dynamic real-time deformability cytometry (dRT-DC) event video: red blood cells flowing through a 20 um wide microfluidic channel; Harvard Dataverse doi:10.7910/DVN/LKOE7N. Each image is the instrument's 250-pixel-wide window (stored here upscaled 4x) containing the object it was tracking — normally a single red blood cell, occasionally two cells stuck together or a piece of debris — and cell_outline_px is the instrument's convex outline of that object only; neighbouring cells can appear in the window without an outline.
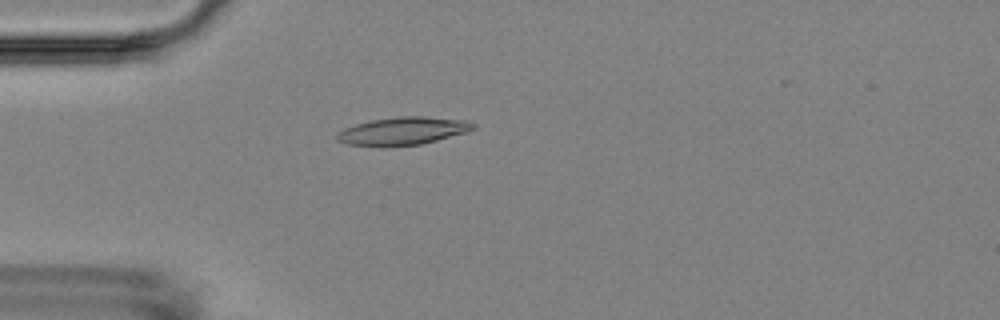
{"species": "Egyptian fruit bat (a non-hibernating species)", "species_latin": "Rousettus aegyptiacus", "temperature_condition": "room temperature", "stored_images_in_passage": 5, "camera_frame_rate_fps": 3000, "um_per_image_px": 0.085, "animal": {"sex": "female"}, "frame": {"image": 1, "passage_image": 5, "time_ms": 5.0, "image_size_px": [1000, 320], "cell_outline_px": [[476, 128], [464, 132], [436, 140], [420, 144], [348, 144], [336, 140], [336, 136], [344, 128], [356, 124], [372, 120], [396, 116], [424, 116], [468, 120], [476, 124]], "centroid_in_image_um": [34.3, 11.08], "position_along_channel_um": 50.7, "area_um2": 21.27}}